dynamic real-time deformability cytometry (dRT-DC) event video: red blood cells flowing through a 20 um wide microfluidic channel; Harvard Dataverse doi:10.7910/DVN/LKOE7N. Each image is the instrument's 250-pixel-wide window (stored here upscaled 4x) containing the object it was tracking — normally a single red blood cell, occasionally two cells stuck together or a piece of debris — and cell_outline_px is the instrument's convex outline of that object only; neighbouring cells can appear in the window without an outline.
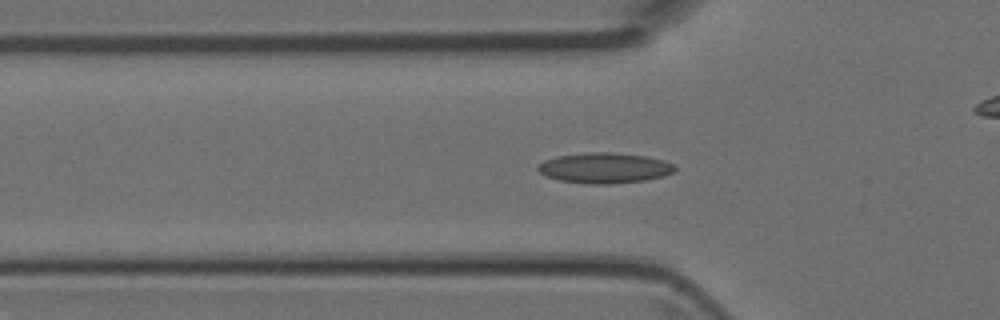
{"species": "Egyptian fruit bat (a non-hibernating species)", "species_latin": "Rousettus aegyptiacus", "temperature_condition": "room temperature", "stored_images_in_passage": 42, "camera_frame_rate_fps": 3000, "um_per_image_px": 0.085, "animal": {"sex": "female"}, "frame": {"image": 1, "passage_image": 15, "time_ms": 4.667, "image_size_px": [1000, 320], "cell_outline_px": [[676, 172], [664, 176], [644, 180], [608, 184], [588, 184], [560, 180], [544, 176], [536, 168], [536, 164], [544, 160], [556, 156], [588, 152], [612, 152], [648, 156], [664, 160], [676, 164]], "centroid_in_image_um": [51.39, 14.27], "position_along_channel_um": 74.4, "area_um2": 24.68}}
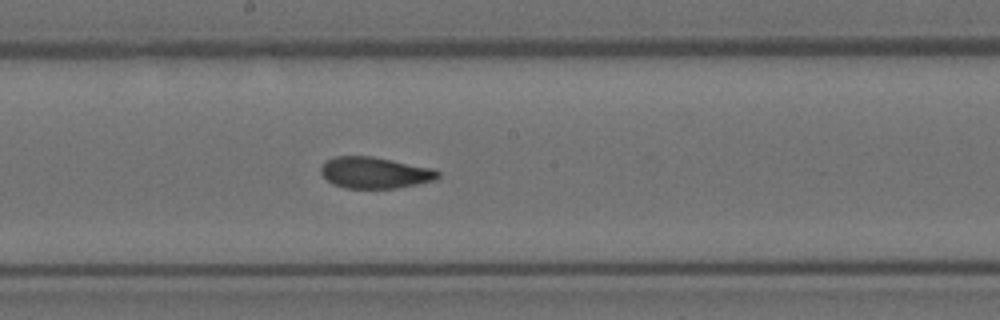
{"frame": {"image": 2, "passage_image": 25, "time_ms": 8.0, "image_size_px": [1000, 320], "cell_outline_px": [[440, 176], [436, 180], [396, 188], [344, 188], [332, 184], [320, 172], [320, 168], [328, 160], [336, 156], [372, 156], [432, 168], [440, 172]], "centroid_in_image_um": [31.87, 14.68], "position_along_channel_um": 216.3, "area_um2": 21.27}}
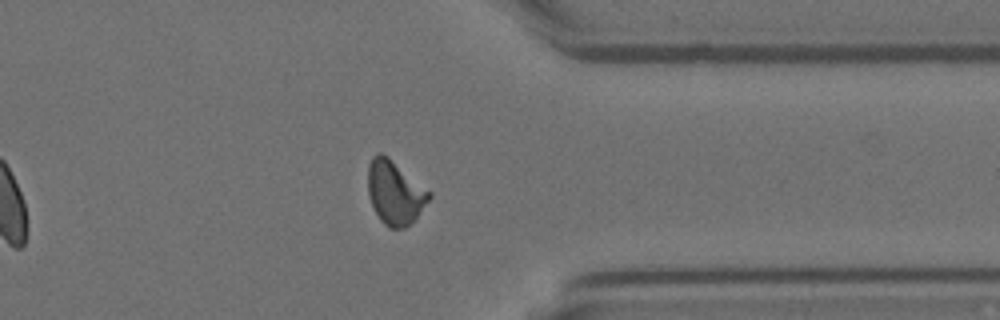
{"frame": {"image": 3, "passage_image": 37, "time_ms": 12.0, "image_size_px": [1000, 320], "cell_outline_px": [[432, 196], [416, 216], [404, 228], [388, 228], [380, 220], [368, 196], [368, 164], [372, 156], [376, 152], [380, 152], [388, 156], [432, 192]], "centroid_in_image_um": [33.55, 16.32], "position_along_channel_um": 377.9, "area_um2": 22.72}}